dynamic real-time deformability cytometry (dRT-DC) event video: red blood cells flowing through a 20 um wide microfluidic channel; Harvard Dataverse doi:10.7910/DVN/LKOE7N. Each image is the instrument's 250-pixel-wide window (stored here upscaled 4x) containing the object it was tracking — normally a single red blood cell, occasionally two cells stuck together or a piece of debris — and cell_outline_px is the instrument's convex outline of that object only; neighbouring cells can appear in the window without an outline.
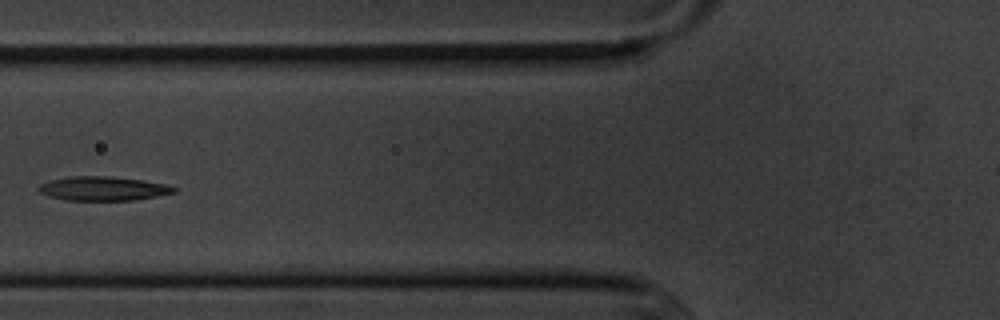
{"species": "common noctule bat (a hibernating species)", "species_latin": "Nyctalus noctula", "temperature_condition": "cold", "stored_images_in_passage": 7, "camera_frame_rate_fps": 3000, "um_per_image_px": 0.085, "animal": {"sex": "male", "body_mass_g": 20.1, "forearm_length_mm": 53.5}, "frame": {"image": 1, "passage_image": 4, "time_ms": 3.667, "image_size_px": [1000, 320], "cell_outline_px": [[176, 192], [156, 196], [132, 200], [64, 200], [48, 196], [40, 192], [36, 188], [40, 184], [48, 180], [68, 176], [112, 176], [168, 184], [176, 188]], "centroid_in_image_um": [8.71, 16.02], "position_along_channel_um": 117.1, "area_um2": 19.07}}
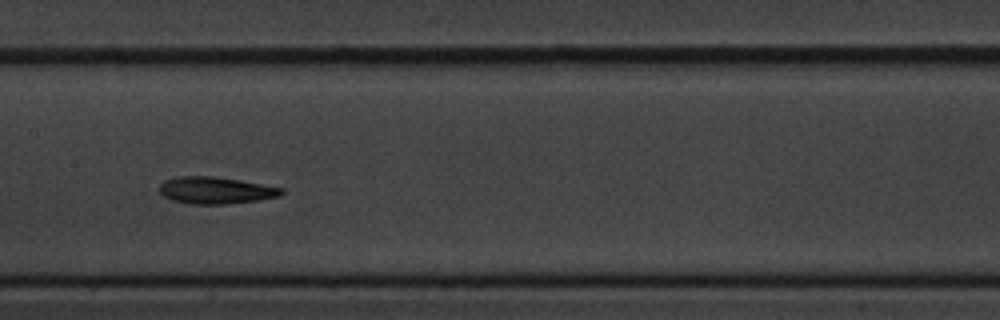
{"frame": {"image": 2, "passage_image": 6, "time_ms": 5.667, "image_size_px": [1000, 320], "cell_outline_px": [[284, 192], [280, 196], [260, 200], [228, 204], [192, 204], [172, 200], [164, 196], [160, 192], [160, 184], [164, 180], [176, 176], [216, 176], [240, 180], [284, 188]], "centroid_in_image_um": [18.35, 16.17], "position_along_channel_um": 189.1, "area_um2": 19.31}}
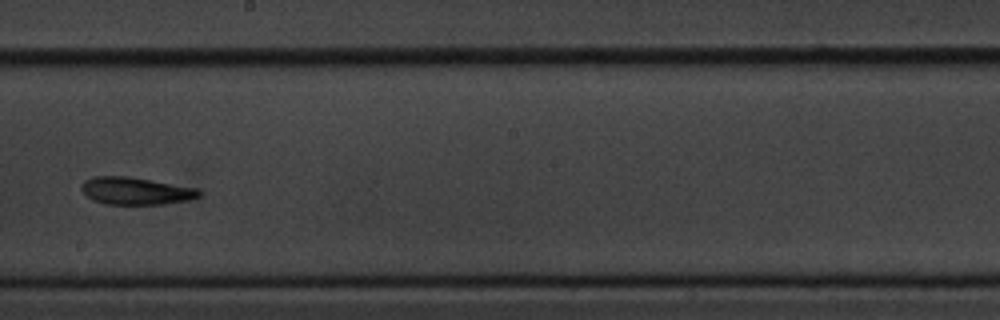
{"frame": {"image": 3, "passage_image": 7, "time_ms": 7.0, "image_size_px": [1000, 320], "cell_outline_px": [[200, 196], [188, 200], [164, 204], [104, 204], [92, 200], [80, 188], [80, 184], [84, 180], [92, 176], [128, 176], [200, 188]], "centroid_in_image_um": [11.53, 16.22], "position_along_channel_um": 236.7, "area_um2": 18.96}}